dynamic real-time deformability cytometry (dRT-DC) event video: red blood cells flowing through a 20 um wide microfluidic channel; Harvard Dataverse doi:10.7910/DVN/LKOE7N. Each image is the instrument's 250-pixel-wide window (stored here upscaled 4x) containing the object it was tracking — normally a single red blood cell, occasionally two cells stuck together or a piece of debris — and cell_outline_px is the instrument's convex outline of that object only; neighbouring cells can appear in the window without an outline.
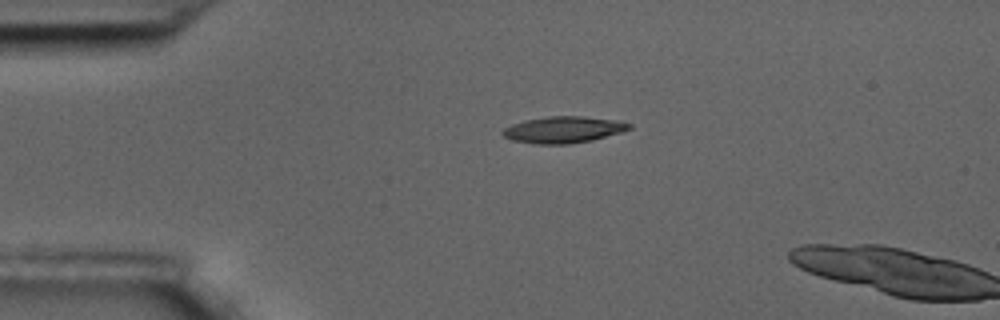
{"species": "common noctule bat (a hibernating species)", "species_latin": "Nyctalus noctula", "temperature_condition": "room temperature", "stored_images_in_passage": 3, "camera_frame_rate_fps": 3000, "um_per_image_px": 0.085, "animal": {"sex": "male", "body_mass_g": 17.5, "forearm_length_mm": 52.3}, "frame": {"image": 1, "passage_image": 1, "time_ms": 0.0, "image_size_px": [1000, 320], "cell_outline_px": [[632, 128], [620, 132], [592, 140], [568, 144], [536, 144], [512, 140], [504, 136], [500, 132], [504, 128], [512, 124], [524, 120], [548, 116], [584, 116], [616, 120], [632, 124]], "centroid_in_image_um": [47.87, 11.02], "position_along_channel_um": 37.1, "area_um2": 19.54}}